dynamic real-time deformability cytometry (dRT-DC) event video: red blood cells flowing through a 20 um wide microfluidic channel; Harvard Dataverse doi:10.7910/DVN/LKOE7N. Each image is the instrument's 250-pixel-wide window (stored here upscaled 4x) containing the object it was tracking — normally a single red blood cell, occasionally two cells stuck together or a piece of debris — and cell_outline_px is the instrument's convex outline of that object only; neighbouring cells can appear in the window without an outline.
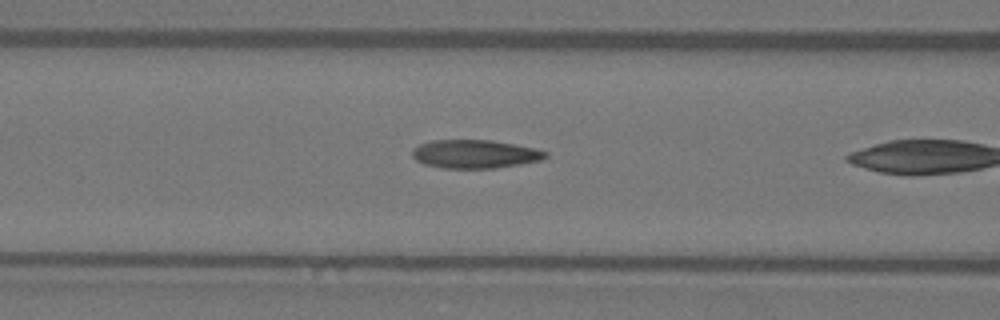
{"species": "Egyptian fruit bat (a non-hibernating species)", "species_latin": "Rousettus aegyptiacus", "temperature_condition": "warm", "stored_images_in_passage": 7, "camera_frame_rate_fps": 3000, "um_per_image_px": 0.085, "animal": {"sex": "female"}, "frame": {"image": 1, "passage_image": 5, "time_ms": 1.333, "image_size_px": [1000, 320], "cell_outline_px": [[548, 156], [540, 160], [520, 164], [496, 168], [444, 168], [424, 164], [416, 160], [412, 156], [412, 148], [420, 144], [432, 140], [492, 140], [532, 148], [548, 152]], "centroid_in_image_um": [40.33, 13.09], "position_along_channel_um": 126.3, "area_um2": 21.96}}